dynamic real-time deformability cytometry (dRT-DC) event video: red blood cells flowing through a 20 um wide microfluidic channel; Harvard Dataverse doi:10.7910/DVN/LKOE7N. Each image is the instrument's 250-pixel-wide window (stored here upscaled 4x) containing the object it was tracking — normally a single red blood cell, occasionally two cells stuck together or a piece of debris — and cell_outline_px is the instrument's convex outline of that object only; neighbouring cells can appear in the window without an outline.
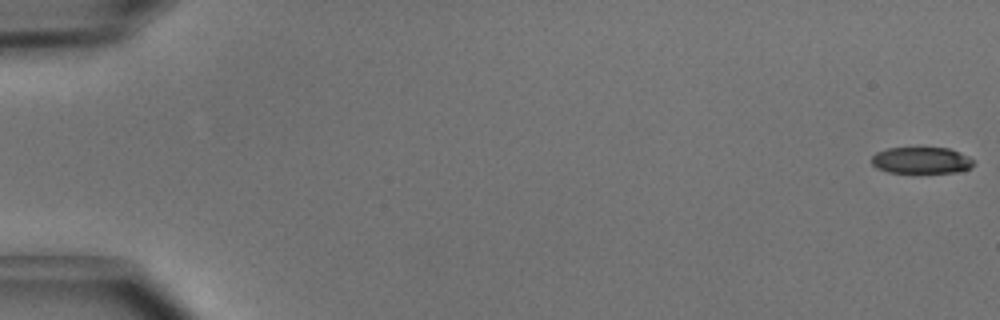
{"species": "common noctule bat (a hibernating species)", "species_latin": "Nyctalus noctula", "temperature_condition": "cold", "stored_images_in_passage": 5, "camera_frame_rate_fps": 3000, "um_per_image_px": 0.085, "animal": {"sex": "male", "body_mass_g": 15.6}, "frame": {"image": 1, "passage_image": 1, "time_ms": 0.0, "image_size_px": [1000, 320], "cell_outline_px": [[972, 168], [956, 172], [888, 172], [876, 168], [872, 164], [872, 156], [876, 152], [888, 148], [948, 148], [960, 152], [968, 156], [972, 160]], "centroid_in_image_um": [78.3, 13.62], "position_along_channel_um": 6.7, "area_um2": 15.61}}
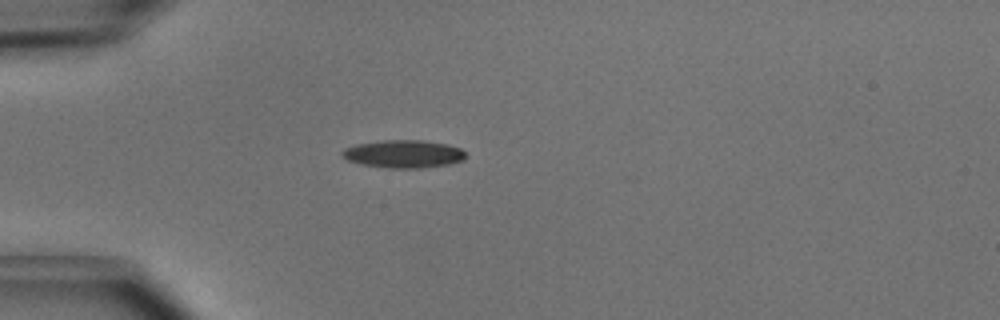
{"frame": {"image": 2, "passage_image": 4, "time_ms": 1.0, "image_size_px": [1000, 320], "cell_outline_px": [[468, 156], [464, 160], [448, 164], [420, 168], [388, 168], [364, 164], [348, 160], [340, 152], [344, 148], [356, 144], [384, 140], [424, 140], [448, 144], [460, 148]], "centroid_in_image_um": [34.34, 13.07], "position_along_channel_um": 50.7, "area_um2": 20.0}}